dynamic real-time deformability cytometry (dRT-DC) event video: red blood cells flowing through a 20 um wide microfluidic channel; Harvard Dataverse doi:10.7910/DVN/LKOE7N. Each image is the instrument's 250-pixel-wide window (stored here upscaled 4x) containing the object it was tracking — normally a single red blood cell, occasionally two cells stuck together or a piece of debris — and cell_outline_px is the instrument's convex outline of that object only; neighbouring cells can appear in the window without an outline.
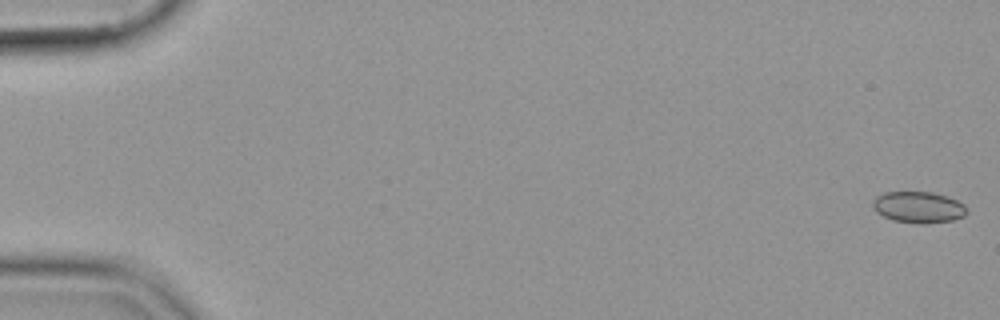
{"species": "common noctule bat (a hibernating species)", "species_latin": "Nyctalus noctula", "temperature_condition": "cold", "stored_images_in_passage": 55, "camera_frame_rate_fps": 3000, "um_per_image_px": 0.085, "animal": {"sex": "female", "body_mass_g": 19.9}, "frame": {"image": 1, "passage_image": 1, "time_ms": 0.0, "image_size_px": [1000, 320], "cell_outline_px": [[968, 212], [964, 216], [952, 220], [892, 220], [876, 212], [872, 208], [872, 200], [876, 196], [884, 192], [932, 192], [948, 196], [964, 204], [968, 208]], "centroid_in_image_um": [78.05, 17.54], "position_along_channel_um": 7.0, "area_um2": 16.47}}
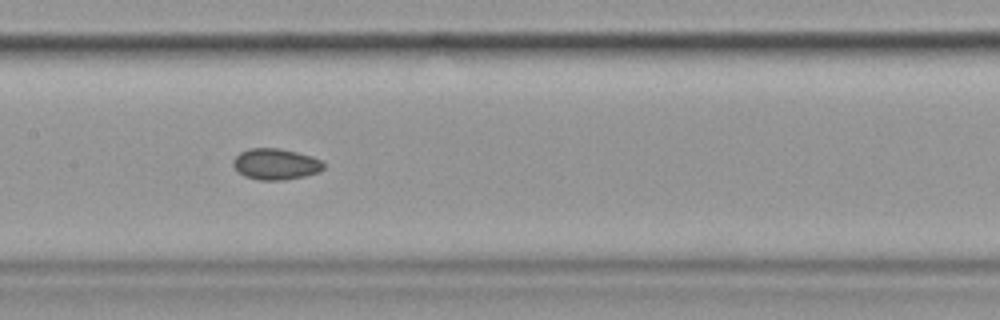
{"frame": {"image": 2, "passage_image": 28, "time_ms": 9.0, "image_size_px": [1000, 320], "cell_outline_px": [[324, 168], [320, 172], [304, 176], [284, 180], [260, 180], [244, 176], [232, 164], [232, 160], [240, 152], [248, 148], [280, 148], [312, 156], [320, 160], [324, 164]], "centroid_in_image_um": [23.43, 13.94], "position_along_channel_um": 184.0, "area_um2": 16.42}}
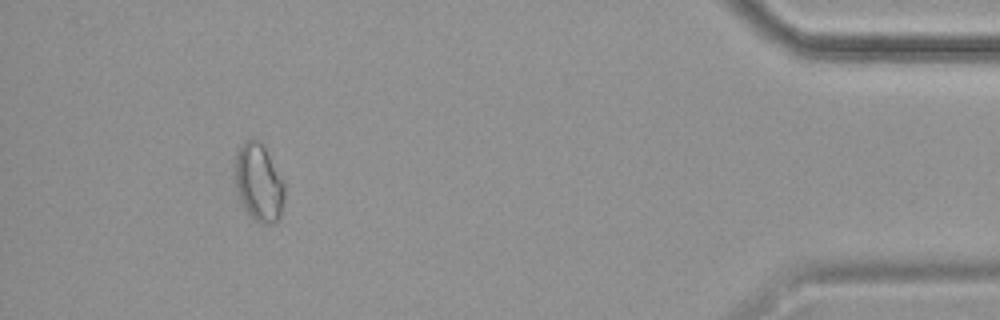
{"frame": {"image": 3, "passage_image": 51, "time_ms": 16.667, "image_size_px": [1000, 320], "cell_outline_px": [[284, 200], [280, 220], [276, 224], [260, 224], [240, 204], [232, 176], [232, 164], [236, 152], [244, 140], [260, 140], [264, 144], [284, 180]], "centroid_in_image_um": [21.96, 15.5], "position_along_channel_um": 413.2, "area_um2": 23.58}}